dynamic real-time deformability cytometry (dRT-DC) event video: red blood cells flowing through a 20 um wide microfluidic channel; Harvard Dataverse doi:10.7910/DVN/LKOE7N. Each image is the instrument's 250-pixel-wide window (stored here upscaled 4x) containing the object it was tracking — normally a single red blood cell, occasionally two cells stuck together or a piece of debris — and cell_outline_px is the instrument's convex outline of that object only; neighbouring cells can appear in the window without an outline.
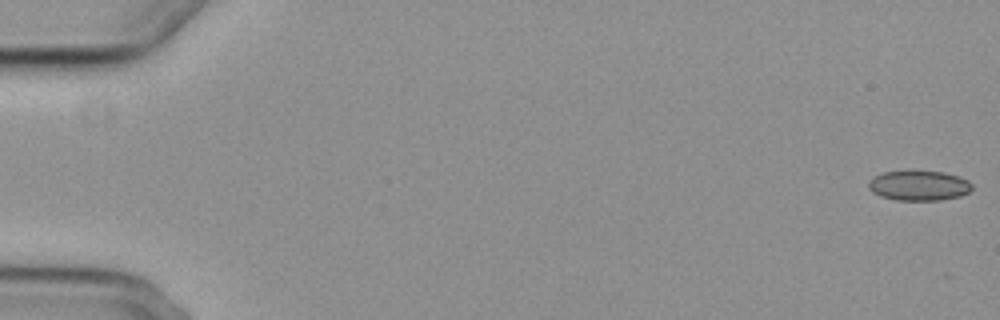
{"species": "common noctule bat (a hibernating species)", "species_latin": "Nyctalus noctula", "temperature_condition": "cold", "stored_images_in_passage": 6, "camera_frame_rate_fps": 3000, "um_per_image_px": 0.085, "animal": {"sex": "female", "body_mass_g": 29.2, "forearm_length_mm": 56.3}, "frame": {"image": 1, "passage_image": 1, "time_ms": 0.0, "image_size_px": [1000, 320], "cell_outline_px": [[972, 188], [968, 192], [960, 196], [940, 200], [896, 200], [880, 196], [872, 192], [868, 188], [868, 180], [872, 176], [884, 172], [944, 172], [968, 180], [972, 184]], "centroid_in_image_um": [78.07, 15.79], "position_along_channel_um": 6.9, "area_um2": 17.92}}